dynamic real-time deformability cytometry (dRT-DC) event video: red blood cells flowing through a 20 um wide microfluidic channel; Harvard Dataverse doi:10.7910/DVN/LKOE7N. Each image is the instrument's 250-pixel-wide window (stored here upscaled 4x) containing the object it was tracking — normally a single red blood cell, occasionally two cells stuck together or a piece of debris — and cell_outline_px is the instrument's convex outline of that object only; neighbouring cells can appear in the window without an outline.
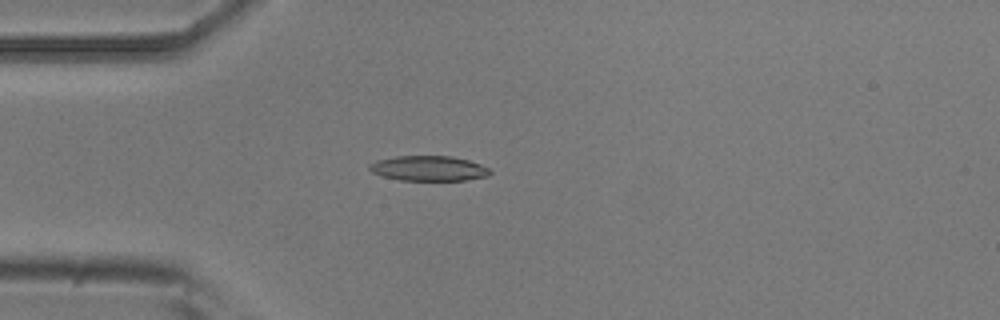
{"species": "common noctule bat (a hibernating species)", "species_latin": "Nyctalus noctula", "temperature_condition": "room temperature", "stored_images_in_passage": 4, "camera_frame_rate_fps": 3000, "um_per_image_px": 0.085, "animal": {"sex": "male", "body_mass_g": 20.5, "forearm_length_mm": 52.5}, "frame": {"image": 1, "passage_image": 4, "time_ms": 4.333, "image_size_px": [1000, 320], "cell_outline_px": [[492, 172], [488, 176], [464, 180], [400, 180], [384, 176], [372, 172], [368, 168], [368, 164], [376, 160], [396, 156], [452, 156], [468, 160], [480, 164], [488, 168]], "centroid_in_image_um": [36.42, 14.3], "position_along_channel_um": 48.6, "area_um2": 17.57}}